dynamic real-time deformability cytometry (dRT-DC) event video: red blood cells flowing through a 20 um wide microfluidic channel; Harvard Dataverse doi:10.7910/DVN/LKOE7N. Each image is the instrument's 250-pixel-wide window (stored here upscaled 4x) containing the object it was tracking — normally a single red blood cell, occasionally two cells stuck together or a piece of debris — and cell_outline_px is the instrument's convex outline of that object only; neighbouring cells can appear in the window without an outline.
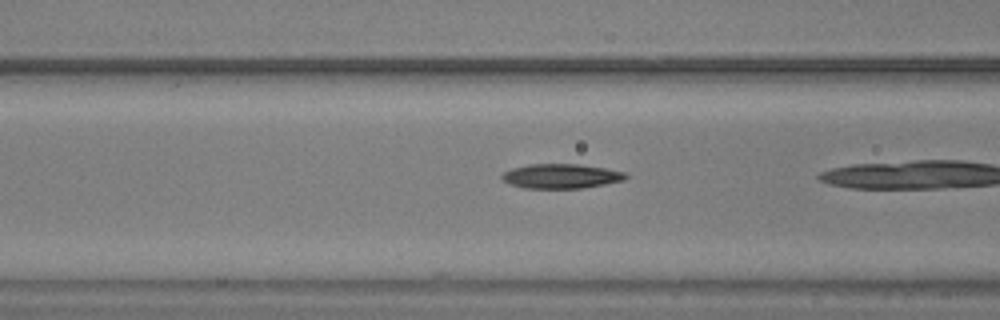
{"species": "common noctule bat (a hibernating species)", "species_latin": "Nyctalus noctula", "temperature_condition": "warm", "stored_images_in_passage": 37, "camera_frame_rate_fps": 3000, "um_per_image_px": 0.085, "animal": {"sex": "male", "body_mass_g": 20.5, "forearm_length_mm": 52.5}, "frame": {"image": 1, "passage_image": 17, "time_ms": 5.333, "image_size_px": [1000, 320], "cell_outline_px": [[628, 176], [624, 180], [584, 188], [524, 188], [512, 184], [504, 180], [500, 176], [504, 172], [512, 168], [528, 164], [580, 164], [604, 168], [624, 172]], "centroid_in_image_um": [47.69, 14.97], "position_along_channel_um": 118.9, "area_um2": 17.57}}
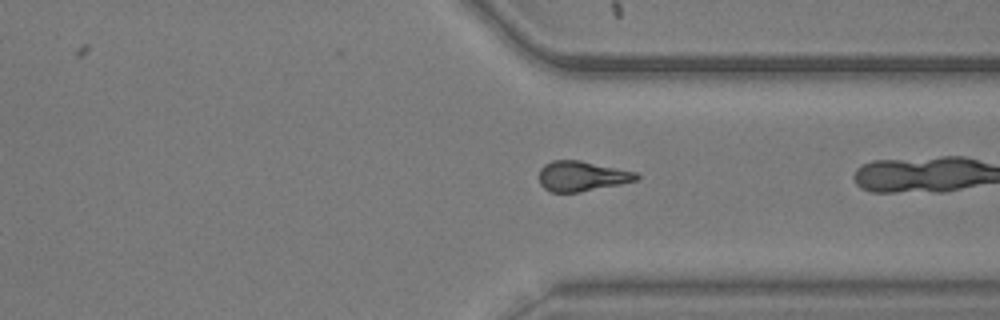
{"frame": {"image": 2, "passage_image": 36, "time_ms": 11.667, "image_size_px": [1000, 320], "cell_outline_px": [[640, 176], [636, 180], [620, 184], [580, 192], [552, 192], [544, 188], [540, 184], [540, 168], [544, 164], [552, 160], [580, 160], [636, 172]], "centroid_in_image_um": [49.44, 14.97], "position_along_channel_um": 362.0, "area_um2": 16.99}}